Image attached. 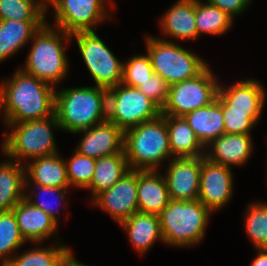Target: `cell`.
I'll use <instances>...</instances> for the list:
<instances>
[{"label":"cell","instance_id":"obj_1","mask_svg":"<svg viewBox=\"0 0 267 266\" xmlns=\"http://www.w3.org/2000/svg\"><path fill=\"white\" fill-rule=\"evenodd\" d=\"M0 81L3 123L40 120L55 114V87L19 67Z\"/></svg>","mask_w":267,"mask_h":266},{"label":"cell","instance_id":"obj_2","mask_svg":"<svg viewBox=\"0 0 267 266\" xmlns=\"http://www.w3.org/2000/svg\"><path fill=\"white\" fill-rule=\"evenodd\" d=\"M71 34L46 23L32 37L23 66L19 68L55 88L69 75ZM68 47V48H67Z\"/></svg>","mask_w":267,"mask_h":266},{"label":"cell","instance_id":"obj_3","mask_svg":"<svg viewBox=\"0 0 267 266\" xmlns=\"http://www.w3.org/2000/svg\"><path fill=\"white\" fill-rule=\"evenodd\" d=\"M58 88L55 115L62 131L74 134L107 121V89L94 85Z\"/></svg>","mask_w":267,"mask_h":266},{"label":"cell","instance_id":"obj_4","mask_svg":"<svg viewBox=\"0 0 267 266\" xmlns=\"http://www.w3.org/2000/svg\"><path fill=\"white\" fill-rule=\"evenodd\" d=\"M1 153L25 165L32 159L50 156L59 151L53 131H61L56 115L40 120L3 123Z\"/></svg>","mask_w":267,"mask_h":266},{"label":"cell","instance_id":"obj_5","mask_svg":"<svg viewBox=\"0 0 267 266\" xmlns=\"http://www.w3.org/2000/svg\"><path fill=\"white\" fill-rule=\"evenodd\" d=\"M124 152L131 170H161L173 158L166 115L125 130Z\"/></svg>","mask_w":267,"mask_h":266},{"label":"cell","instance_id":"obj_6","mask_svg":"<svg viewBox=\"0 0 267 266\" xmlns=\"http://www.w3.org/2000/svg\"><path fill=\"white\" fill-rule=\"evenodd\" d=\"M213 213L198 199L170 200L159 215L164 244L168 247L193 248L205 239Z\"/></svg>","mask_w":267,"mask_h":266},{"label":"cell","instance_id":"obj_7","mask_svg":"<svg viewBox=\"0 0 267 266\" xmlns=\"http://www.w3.org/2000/svg\"><path fill=\"white\" fill-rule=\"evenodd\" d=\"M144 39L154 73L170 86L196 77L208 66L203 57L185 49L179 42L165 41L151 34Z\"/></svg>","mask_w":267,"mask_h":266},{"label":"cell","instance_id":"obj_8","mask_svg":"<svg viewBox=\"0 0 267 266\" xmlns=\"http://www.w3.org/2000/svg\"><path fill=\"white\" fill-rule=\"evenodd\" d=\"M46 6L47 13L51 8L54 9L51 12L53 21L47 20V23L72 35L78 32L97 31V26L102 22L105 23L109 19L112 21L111 10L116 9V1L46 0Z\"/></svg>","mask_w":267,"mask_h":266},{"label":"cell","instance_id":"obj_9","mask_svg":"<svg viewBox=\"0 0 267 266\" xmlns=\"http://www.w3.org/2000/svg\"><path fill=\"white\" fill-rule=\"evenodd\" d=\"M77 43L83 63L93 78L94 86L109 90L122 82L123 60L120 61L97 35V31L71 35Z\"/></svg>","mask_w":267,"mask_h":266},{"label":"cell","instance_id":"obj_10","mask_svg":"<svg viewBox=\"0 0 267 266\" xmlns=\"http://www.w3.org/2000/svg\"><path fill=\"white\" fill-rule=\"evenodd\" d=\"M161 114L162 109L138 88L120 83L108 90L107 120L123 131Z\"/></svg>","mask_w":267,"mask_h":266},{"label":"cell","instance_id":"obj_11","mask_svg":"<svg viewBox=\"0 0 267 266\" xmlns=\"http://www.w3.org/2000/svg\"><path fill=\"white\" fill-rule=\"evenodd\" d=\"M219 80L208 65L194 78L175 83L169 88V97L162 115L184 116L212 103L218 94Z\"/></svg>","mask_w":267,"mask_h":266},{"label":"cell","instance_id":"obj_12","mask_svg":"<svg viewBox=\"0 0 267 266\" xmlns=\"http://www.w3.org/2000/svg\"><path fill=\"white\" fill-rule=\"evenodd\" d=\"M89 204L106 212L118 225L134 213L139 212L137 170L130 169L111 188L100 192L92 200H89Z\"/></svg>","mask_w":267,"mask_h":266},{"label":"cell","instance_id":"obj_13","mask_svg":"<svg viewBox=\"0 0 267 266\" xmlns=\"http://www.w3.org/2000/svg\"><path fill=\"white\" fill-rule=\"evenodd\" d=\"M233 169L202 156L198 199L212 213L226 207L234 194Z\"/></svg>","mask_w":267,"mask_h":266},{"label":"cell","instance_id":"obj_14","mask_svg":"<svg viewBox=\"0 0 267 266\" xmlns=\"http://www.w3.org/2000/svg\"><path fill=\"white\" fill-rule=\"evenodd\" d=\"M201 166L202 156L172 158L168 161L163 176L171 200H198Z\"/></svg>","mask_w":267,"mask_h":266},{"label":"cell","instance_id":"obj_15","mask_svg":"<svg viewBox=\"0 0 267 266\" xmlns=\"http://www.w3.org/2000/svg\"><path fill=\"white\" fill-rule=\"evenodd\" d=\"M74 134H82L81 141L74 149L81 155L98 159L125 153L124 131L108 120Z\"/></svg>","mask_w":267,"mask_h":266},{"label":"cell","instance_id":"obj_16","mask_svg":"<svg viewBox=\"0 0 267 266\" xmlns=\"http://www.w3.org/2000/svg\"><path fill=\"white\" fill-rule=\"evenodd\" d=\"M12 210L16 216L20 234L27 244H44L47 240H51L50 237L53 239L52 242H62L57 237L59 225L50 215L32 205L25 198Z\"/></svg>","mask_w":267,"mask_h":266},{"label":"cell","instance_id":"obj_17","mask_svg":"<svg viewBox=\"0 0 267 266\" xmlns=\"http://www.w3.org/2000/svg\"><path fill=\"white\" fill-rule=\"evenodd\" d=\"M171 5L158 21L159 31L163 35L158 38L170 42L197 40L195 0H177Z\"/></svg>","mask_w":267,"mask_h":266},{"label":"cell","instance_id":"obj_18","mask_svg":"<svg viewBox=\"0 0 267 266\" xmlns=\"http://www.w3.org/2000/svg\"><path fill=\"white\" fill-rule=\"evenodd\" d=\"M258 79L245 78L226 87L219 81L218 96L229 106V111L263 112L267 90Z\"/></svg>","mask_w":267,"mask_h":266},{"label":"cell","instance_id":"obj_19","mask_svg":"<svg viewBox=\"0 0 267 266\" xmlns=\"http://www.w3.org/2000/svg\"><path fill=\"white\" fill-rule=\"evenodd\" d=\"M252 134H223L205 148V158L224 165L242 167L254 151Z\"/></svg>","mask_w":267,"mask_h":266},{"label":"cell","instance_id":"obj_20","mask_svg":"<svg viewBox=\"0 0 267 266\" xmlns=\"http://www.w3.org/2000/svg\"><path fill=\"white\" fill-rule=\"evenodd\" d=\"M138 210L159 216L170 202L167 184L161 170H137Z\"/></svg>","mask_w":267,"mask_h":266},{"label":"cell","instance_id":"obj_21","mask_svg":"<svg viewBox=\"0 0 267 266\" xmlns=\"http://www.w3.org/2000/svg\"><path fill=\"white\" fill-rule=\"evenodd\" d=\"M133 249L142 257L151 250L155 242L164 243L160 218L154 214L136 212L119 224Z\"/></svg>","mask_w":267,"mask_h":266},{"label":"cell","instance_id":"obj_22","mask_svg":"<svg viewBox=\"0 0 267 266\" xmlns=\"http://www.w3.org/2000/svg\"><path fill=\"white\" fill-rule=\"evenodd\" d=\"M24 167L25 184L70 189L66 163L60 152L32 159Z\"/></svg>","mask_w":267,"mask_h":266},{"label":"cell","instance_id":"obj_23","mask_svg":"<svg viewBox=\"0 0 267 266\" xmlns=\"http://www.w3.org/2000/svg\"><path fill=\"white\" fill-rule=\"evenodd\" d=\"M183 117L205 148L225 134L221 98L218 95L209 105L193 110Z\"/></svg>","mask_w":267,"mask_h":266},{"label":"cell","instance_id":"obj_24","mask_svg":"<svg viewBox=\"0 0 267 266\" xmlns=\"http://www.w3.org/2000/svg\"><path fill=\"white\" fill-rule=\"evenodd\" d=\"M42 245L35 243L30 249L19 251L5 266H67L73 250L64 242Z\"/></svg>","mask_w":267,"mask_h":266},{"label":"cell","instance_id":"obj_25","mask_svg":"<svg viewBox=\"0 0 267 266\" xmlns=\"http://www.w3.org/2000/svg\"><path fill=\"white\" fill-rule=\"evenodd\" d=\"M47 21L0 20V63L16 55Z\"/></svg>","mask_w":267,"mask_h":266},{"label":"cell","instance_id":"obj_26","mask_svg":"<svg viewBox=\"0 0 267 266\" xmlns=\"http://www.w3.org/2000/svg\"><path fill=\"white\" fill-rule=\"evenodd\" d=\"M166 124L173 158H196L205 155V147L183 116L166 115Z\"/></svg>","mask_w":267,"mask_h":266},{"label":"cell","instance_id":"obj_27","mask_svg":"<svg viewBox=\"0 0 267 266\" xmlns=\"http://www.w3.org/2000/svg\"><path fill=\"white\" fill-rule=\"evenodd\" d=\"M0 162V212L12 210L25 198V167L5 156Z\"/></svg>","mask_w":267,"mask_h":266},{"label":"cell","instance_id":"obj_28","mask_svg":"<svg viewBox=\"0 0 267 266\" xmlns=\"http://www.w3.org/2000/svg\"><path fill=\"white\" fill-rule=\"evenodd\" d=\"M125 153H117L96 159L94 175L90 185L91 200L100 192L111 188L129 171Z\"/></svg>","mask_w":267,"mask_h":266},{"label":"cell","instance_id":"obj_29","mask_svg":"<svg viewBox=\"0 0 267 266\" xmlns=\"http://www.w3.org/2000/svg\"><path fill=\"white\" fill-rule=\"evenodd\" d=\"M203 1L195 0V23L198 39L204 34L222 36L228 33L233 28L235 19L209 1Z\"/></svg>","mask_w":267,"mask_h":266},{"label":"cell","instance_id":"obj_30","mask_svg":"<svg viewBox=\"0 0 267 266\" xmlns=\"http://www.w3.org/2000/svg\"><path fill=\"white\" fill-rule=\"evenodd\" d=\"M67 189L68 188H55L39 186L36 184H25V199L32 205L42 209L45 213L50 215V217L60 226L59 215L62 214V211H64L68 204L66 200L68 193ZM46 197L48 199H46ZM51 198L54 201L51 200Z\"/></svg>","mask_w":267,"mask_h":266},{"label":"cell","instance_id":"obj_31","mask_svg":"<svg viewBox=\"0 0 267 266\" xmlns=\"http://www.w3.org/2000/svg\"><path fill=\"white\" fill-rule=\"evenodd\" d=\"M244 231L255 249H267V203L261 200L246 204Z\"/></svg>","mask_w":267,"mask_h":266},{"label":"cell","instance_id":"obj_32","mask_svg":"<svg viewBox=\"0 0 267 266\" xmlns=\"http://www.w3.org/2000/svg\"><path fill=\"white\" fill-rule=\"evenodd\" d=\"M47 21L46 0H0V20Z\"/></svg>","mask_w":267,"mask_h":266},{"label":"cell","instance_id":"obj_33","mask_svg":"<svg viewBox=\"0 0 267 266\" xmlns=\"http://www.w3.org/2000/svg\"><path fill=\"white\" fill-rule=\"evenodd\" d=\"M25 244L13 210L0 212V266H5Z\"/></svg>","mask_w":267,"mask_h":266},{"label":"cell","instance_id":"obj_34","mask_svg":"<svg viewBox=\"0 0 267 266\" xmlns=\"http://www.w3.org/2000/svg\"><path fill=\"white\" fill-rule=\"evenodd\" d=\"M64 160L70 187L86 189L93 178L96 159L81 155L74 150L71 157L64 158Z\"/></svg>","mask_w":267,"mask_h":266},{"label":"cell","instance_id":"obj_35","mask_svg":"<svg viewBox=\"0 0 267 266\" xmlns=\"http://www.w3.org/2000/svg\"><path fill=\"white\" fill-rule=\"evenodd\" d=\"M153 73L154 70L148 54L137 53L127 60H123L121 83L129 87L138 88L148 80Z\"/></svg>","mask_w":267,"mask_h":266},{"label":"cell","instance_id":"obj_36","mask_svg":"<svg viewBox=\"0 0 267 266\" xmlns=\"http://www.w3.org/2000/svg\"><path fill=\"white\" fill-rule=\"evenodd\" d=\"M221 108L226 134H252L263 112L229 111V106L221 99Z\"/></svg>","mask_w":267,"mask_h":266},{"label":"cell","instance_id":"obj_37","mask_svg":"<svg viewBox=\"0 0 267 266\" xmlns=\"http://www.w3.org/2000/svg\"><path fill=\"white\" fill-rule=\"evenodd\" d=\"M170 85L159 75L153 73L138 89L161 109L169 97Z\"/></svg>","mask_w":267,"mask_h":266},{"label":"cell","instance_id":"obj_38","mask_svg":"<svg viewBox=\"0 0 267 266\" xmlns=\"http://www.w3.org/2000/svg\"><path fill=\"white\" fill-rule=\"evenodd\" d=\"M214 6L225 11L233 19L245 11L253 2L252 0H207Z\"/></svg>","mask_w":267,"mask_h":266},{"label":"cell","instance_id":"obj_39","mask_svg":"<svg viewBox=\"0 0 267 266\" xmlns=\"http://www.w3.org/2000/svg\"><path fill=\"white\" fill-rule=\"evenodd\" d=\"M256 256L250 266H267V249H255Z\"/></svg>","mask_w":267,"mask_h":266},{"label":"cell","instance_id":"obj_40","mask_svg":"<svg viewBox=\"0 0 267 266\" xmlns=\"http://www.w3.org/2000/svg\"><path fill=\"white\" fill-rule=\"evenodd\" d=\"M74 256H75V254L72 253V255H71L70 259H69V264H70L71 266H90V265H86V264H84V263H81V262L78 261V260L76 259V257H74Z\"/></svg>","mask_w":267,"mask_h":266}]
</instances>
